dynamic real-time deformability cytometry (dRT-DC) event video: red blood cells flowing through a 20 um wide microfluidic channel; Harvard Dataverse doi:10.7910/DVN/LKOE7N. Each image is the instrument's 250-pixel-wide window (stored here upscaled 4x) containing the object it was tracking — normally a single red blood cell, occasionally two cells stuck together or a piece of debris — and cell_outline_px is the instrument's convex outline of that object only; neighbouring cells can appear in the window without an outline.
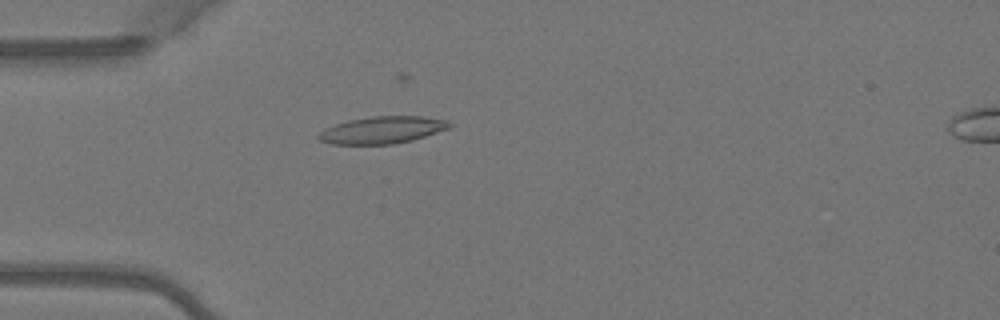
{"species": "Egyptian fruit bat (a non-hibernating species)", "species_latin": "Rousettus aegyptiacus", "temperature_condition": "warm", "stored_images_in_passage": 2, "camera_frame_rate_fps": 3000, "um_per_image_px": 0.085, "animal": {"sex": "female"}, "frame": {"image": 1, "passage_image": 1, "time_ms": 0.0, "image_size_px": [1000, 320], "cell_outline_px": [[452, 124], [448, 128], [412, 140], [392, 144], [332, 144], [320, 140], [316, 136], [324, 128], [348, 120], [372, 116], [420, 116], [448, 120]], "centroid_in_image_um": [32.46, 11.04], "position_along_channel_um": 52.5, "area_um2": 20.52}}